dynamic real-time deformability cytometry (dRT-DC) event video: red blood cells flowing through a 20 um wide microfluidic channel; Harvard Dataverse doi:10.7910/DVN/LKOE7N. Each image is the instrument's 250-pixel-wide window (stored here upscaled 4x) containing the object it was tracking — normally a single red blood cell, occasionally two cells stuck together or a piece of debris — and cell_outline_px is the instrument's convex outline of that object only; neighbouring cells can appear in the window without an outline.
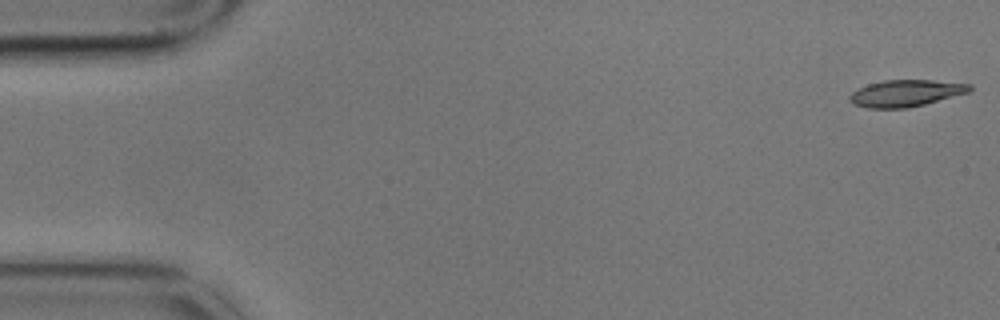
{"species": "common noctule bat (a hibernating species)", "species_latin": "Nyctalus noctula", "temperature_condition": "cold", "stored_images_in_passage": 6, "camera_frame_rate_fps": 3000, "um_per_image_px": 0.085, "animal": {"sex": "male", "body_mass_g": 17.9}, "frame": {"image": 1, "passage_image": 1, "time_ms": 0.0, "image_size_px": [1000, 320], "cell_outline_px": [[972, 92], [908, 108], [864, 108], [852, 104], [848, 100], [848, 96], [852, 92], [868, 84], [884, 80], [932, 80], [972, 84]], "centroid_in_image_um": [77.0, 7.93], "position_along_channel_um": 8.0, "area_um2": 18.9}}